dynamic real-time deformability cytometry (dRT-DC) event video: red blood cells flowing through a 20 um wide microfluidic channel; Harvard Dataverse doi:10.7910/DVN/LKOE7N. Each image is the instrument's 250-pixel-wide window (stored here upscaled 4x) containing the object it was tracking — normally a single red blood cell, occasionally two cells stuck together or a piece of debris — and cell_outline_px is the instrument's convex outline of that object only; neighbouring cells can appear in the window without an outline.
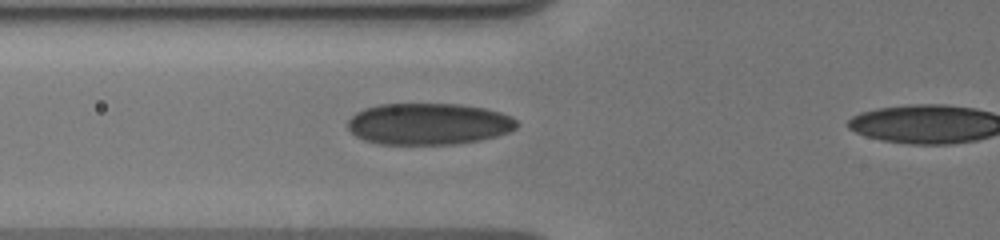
{"species": "human", "species_latin": "Homo sapiens", "temperature_condition": "cold", "stored_images_in_passage": 10, "camera_frame_rate_fps": 3000, "um_per_image_px": 0.085, "donor": {"sex": "male"}, "frame": {"image": 1, "passage_image": 9, "time_ms": 2.667, "image_size_px": [1000, 240], "cell_outline_px": [[520, 124], [516, 128], [508, 132], [496, 136], [480, 140], [456, 144], [380, 144], [364, 140], [356, 136], [348, 128], [348, 120], [356, 112], [364, 108], [380, 104], [460, 104], [484, 108], [500, 112], [512, 116]], "centroid_in_image_um": [36.44, 10.53], "position_along_channel_um": 89.4, "area_um2": 41.1}}